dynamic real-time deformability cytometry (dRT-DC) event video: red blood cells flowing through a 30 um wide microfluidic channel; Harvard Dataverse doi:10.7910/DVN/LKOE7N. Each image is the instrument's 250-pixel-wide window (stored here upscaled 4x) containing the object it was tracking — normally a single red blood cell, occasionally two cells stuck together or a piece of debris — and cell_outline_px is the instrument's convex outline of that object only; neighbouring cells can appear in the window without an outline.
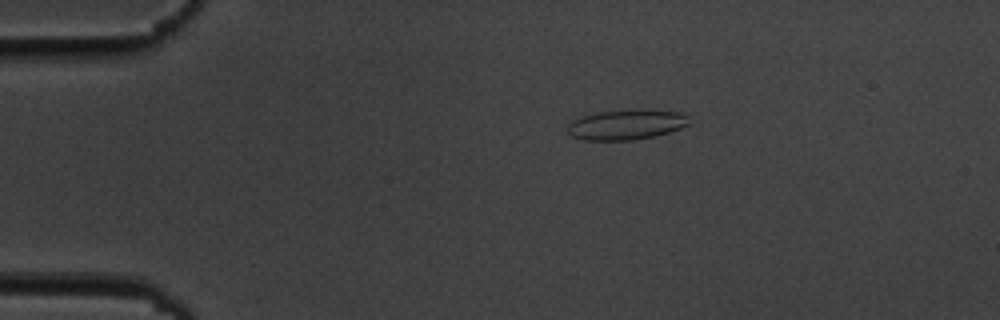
{"species": "common noctule bat (a hibernating species)", "species_latin": "Nyctalus noctula", "temperature_condition": "cold", "stored_images_in_passage": 46, "camera_frame_rate_fps": 3000, "um_per_image_px": 0.085, "animal": {"sex": "male", "body_mass_g": 19.5, "forearm_length_mm": 54.6}, "frame": {"image": 1, "passage_image": 2, "time_ms": 0.333, "image_size_px": [1000, 320], "cell_outline_px": [[692, 124], [656, 136], [632, 140], [584, 140], [572, 136], [568, 132], [568, 124], [572, 120], [580, 116], [600, 112], [680, 112], [688, 116]], "centroid_in_image_um": [53.21, 10.64], "position_along_channel_um": 31.8, "area_um2": 20.52}}
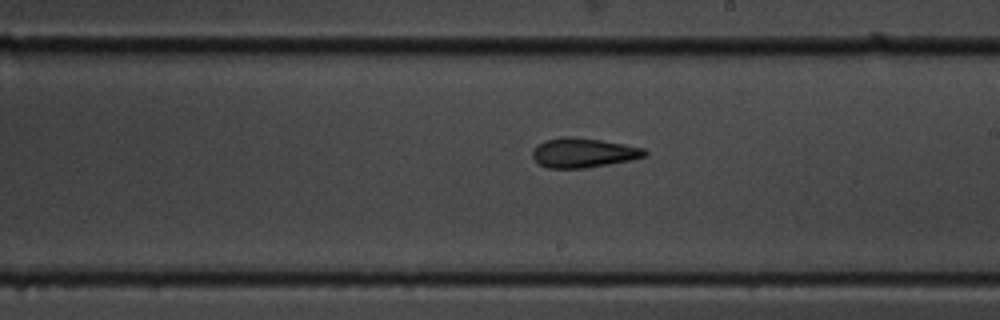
{"frame": {"image": 2, "passage_image": 23, "time_ms": 7.333, "image_size_px": [1000, 320], "cell_outline_px": [[648, 156], [632, 160], [584, 168], [548, 168], [540, 164], [532, 156], [532, 152], [536, 144], [544, 140], [560, 136], [564, 136], [600, 140], [624, 144], [644, 148], [648, 152]], "centroid_in_image_um": [49.59, 12.98], "position_along_channel_um": 239.4, "area_um2": 19.36}}
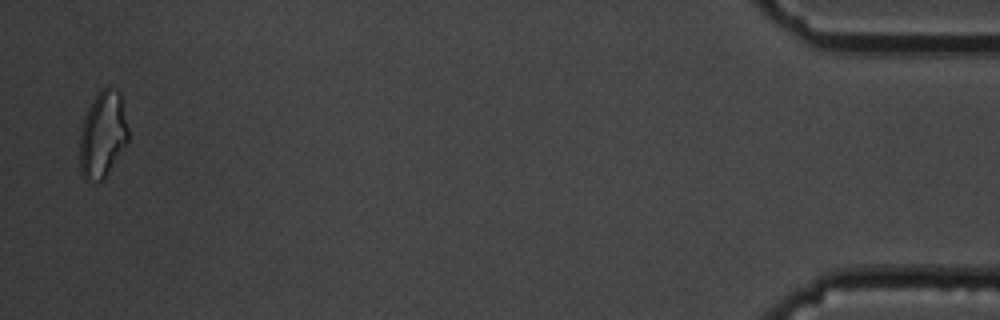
{"frame": {"image": 3, "passage_image": 45, "time_ms": 14.667, "image_size_px": [1000, 320], "cell_outline_px": [[128, 140], [104, 176], [100, 180], [84, 180], [80, 172], [80, 132], [84, 116], [92, 100], [100, 88], [108, 84], [120, 92], [128, 128]], "centroid_in_image_um": [8.71, 11.35], "position_along_channel_um": 426.5, "area_um2": 24.22}, "authors_computed_cell_mechanics": {"area_um2": 19.6231, "velocity_mm_per_s": 3.6916, "shape_relaxation_time_tau1_ms": 8.2379, "shape_relaxation_time_tau2_ms": 2.2412, "deformation_change_tau1": 0.1806, "deformation_change_tau2": 0.0935}}